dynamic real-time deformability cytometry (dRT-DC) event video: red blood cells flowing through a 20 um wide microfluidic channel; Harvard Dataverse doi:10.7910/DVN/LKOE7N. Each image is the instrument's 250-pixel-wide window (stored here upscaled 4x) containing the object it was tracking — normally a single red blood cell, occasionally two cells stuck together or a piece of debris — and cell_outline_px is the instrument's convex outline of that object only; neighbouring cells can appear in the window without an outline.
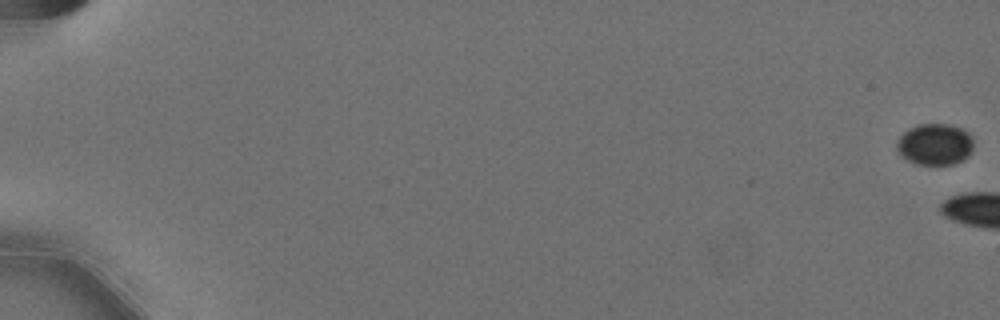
{"species": "Egyptian fruit bat (a non-hibernating species)", "species_latin": "Rousettus aegyptiacus", "temperature_condition": "cold", "stored_images_in_passage": 9, "camera_frame_rate_fps": 3000, "um_per_image_px": 0.085, "animal": {"sex": "female"}, "frame": {"image": 1, "passage_image": 1, "time_ms": 0.0, "image_size_px": [1000, 320], "cell_outline_px": [[972, 152], [968, 156], [952, 164], [916, 164], [900, 156], [896, 148], [896, 140], [908, 128], [920, 124], [948, 124], [964, 128], [972, 136]], "centroid_in_image_um": [79.45, 12.25], "position_along_channel_um": 5.6, "area_um2": 18.67}}